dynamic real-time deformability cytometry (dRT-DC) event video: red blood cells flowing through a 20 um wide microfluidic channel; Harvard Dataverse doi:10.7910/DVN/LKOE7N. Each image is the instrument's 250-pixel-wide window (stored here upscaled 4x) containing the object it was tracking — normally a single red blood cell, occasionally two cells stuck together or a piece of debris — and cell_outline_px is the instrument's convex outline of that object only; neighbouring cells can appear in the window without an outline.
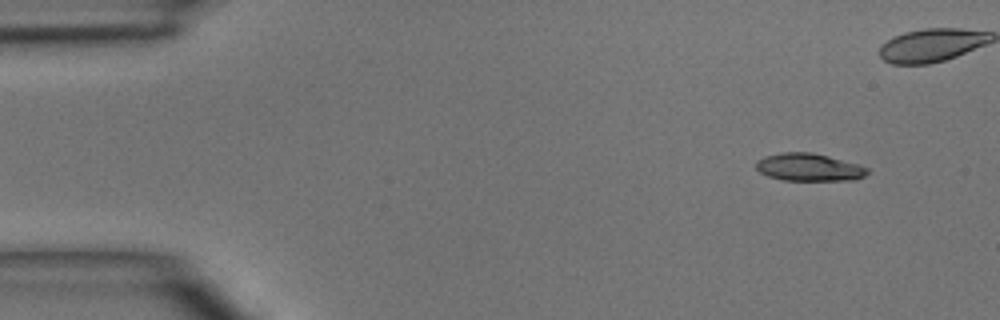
{"species": "common noctule bat (a hibernating species)", "species_latin": "Nyctalus noctula", "temperature_condition": "room temperature", "stored_images_in_passage": 4, "camera_frame_rate_fps": 3000, "um_per_image_px": 0.085, "animal": {"sex": "male", "body_mass_g": 15.6}, "frame": {"image": 1, "passage_image": 1, "time_ms": 0.0, "image_size_px": [1000, 320], "cell_outline_px": [[868, 172], [864, 176], [856, 180], [784, 180], [768, 176], [760, 172], [756, 168], [756, 160], [764, 156], [780, 152], [812, 152], [828, 156], [856, 164], [868, 168]], "centroid_in_image_um": [68.73, 14.21], "position_along_channel_um": 16.3, "area_um2": 17.86}}